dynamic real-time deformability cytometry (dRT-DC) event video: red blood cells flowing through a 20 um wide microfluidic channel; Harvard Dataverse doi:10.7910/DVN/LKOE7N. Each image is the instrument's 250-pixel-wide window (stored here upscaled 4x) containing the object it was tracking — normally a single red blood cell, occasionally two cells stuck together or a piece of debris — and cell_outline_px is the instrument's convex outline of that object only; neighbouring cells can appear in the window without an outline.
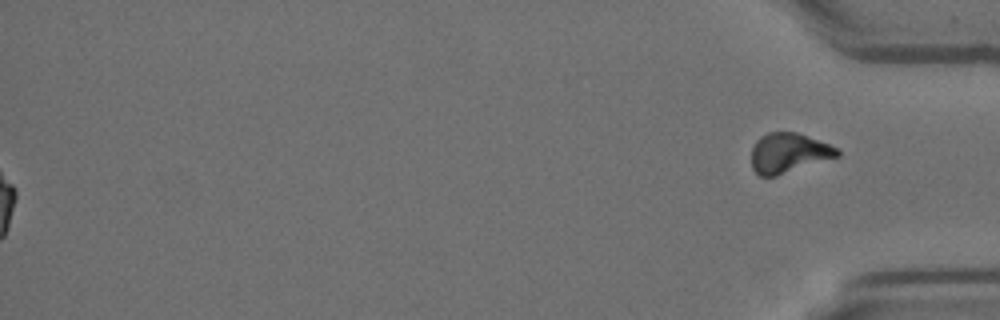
{"species": "Egyptian fruit bat (a non-hibernating species)", "species_latin": "Rousettus aegyptiacus", "temperature_condition": "room temperature", "stored_images_in_passage": 55, "segment_of_instrument_passage": [2, 2], "camera_frame_rate_fps": 3000, "um_per_image_px": 0.085, "animal": {"sex": "female"}, "frame": {"image": 1, "passage_image": 55, "time_ms": 18.0, "image_size_px": [1000, 320], "cell_outline_px": [[840, 156], [776, 176], [760, 176], [752, 168], [752, 148], [756, 140], [760, 136], [768, 132], [796, 132], [828, 144], [836, 148], [840, 152]], "centroid_in_image_um": [67.01, 13.0], "position_along_channel_um": 368.2, "area_um2": 19.77}}